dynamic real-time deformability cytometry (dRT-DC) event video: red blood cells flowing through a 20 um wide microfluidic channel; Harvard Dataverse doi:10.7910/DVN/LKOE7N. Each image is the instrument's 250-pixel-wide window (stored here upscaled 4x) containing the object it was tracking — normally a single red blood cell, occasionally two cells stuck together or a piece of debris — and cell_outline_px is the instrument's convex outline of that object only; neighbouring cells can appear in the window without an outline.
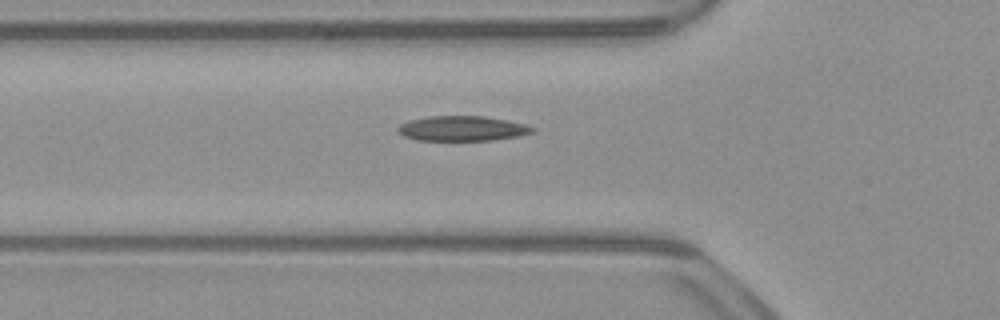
{"species": "common noctule bat (a hibernating species)", "species_latin": "Nyctalus noctula", "temperature_condition": "warm", "stored_images_in_passage": 31, "camera_frame_rate_fps": 3000, "um_per_image_px": 0.085, "animal": {"sex": "male", "body_mass_g": 23.1, "forearm_length_mm": 52.7}, "frame": {"image": 1, "passage_image": 3, "time_ms": 0.667, "image_size_px": [1000, 320], "cell_outline_px": [[536, 132], [520, 136], [492, 140], [416, 140], [404, 136], [396, 128], [400, 124], [408, 120], [428, 116], [484, 116], [508, 120], [524, 124], [536, 128]], "centroid_in_image_um": [39.32, 10.92], "position_along_channel_um": 86.5, "area_um2": 19.71}}
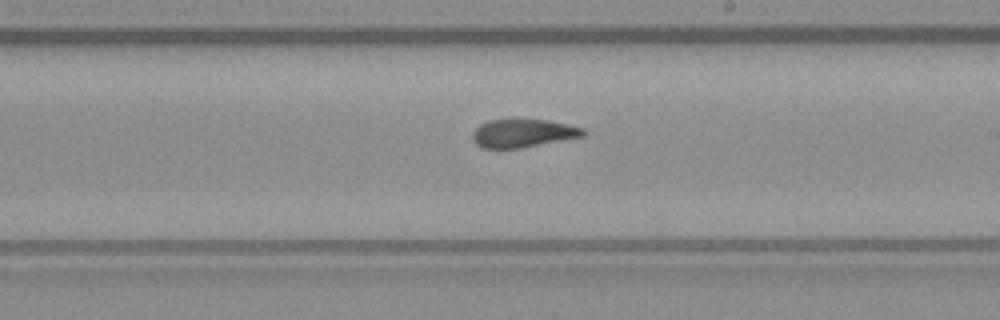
{"frame": {"image": 2, "passage_image": 15, "time_ms": 4.667, "image_size_px": [1000, 320], "cell_outline_px": [[588, 132], [584, 136], [520, 148], [480, 148], [472, 140], [472, 132], [480, 124], [488, 120], [508, 116], [516, 116], [548, 120], [568, 124], [584, 128]], "centroid_in_image_um": [44.42, 11.26], "position_along_channel_um": 244.6, "area_um2": 19.19}}
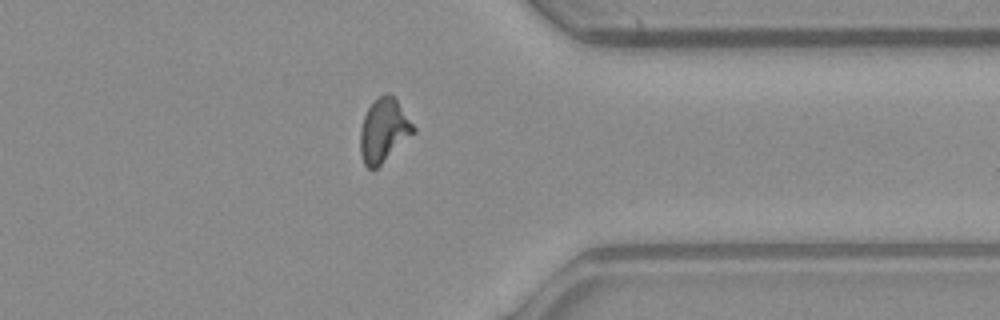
{"frame": {"image": 3, "passage_image": 26, "time_ms": 8.333, "image_size_px": [1000, 320], "cell_outline_px": [[416, 132], [372, 172], [364, 164], [360, 152], [360, 128], [364, 116], [368, 108], [380, 96], [388, 92], [396, 100], [416, 128]], "centroid_in_image_um": [32.61, 11.12], "position_along_channel_um": 378.8, "area_um2": 19.54}, "authors_computed_cell_mechanics": {"area_um2": 19.074, "velocity_mm_per_s": 3.9218, "shape_relaxation_time_tau1_ms": 6.5328, "shape_relaxation_time_tau2_ms": 1.827, "deformation_change_tau1": 0.212, "deformation_change_tau2": 0.1011}}